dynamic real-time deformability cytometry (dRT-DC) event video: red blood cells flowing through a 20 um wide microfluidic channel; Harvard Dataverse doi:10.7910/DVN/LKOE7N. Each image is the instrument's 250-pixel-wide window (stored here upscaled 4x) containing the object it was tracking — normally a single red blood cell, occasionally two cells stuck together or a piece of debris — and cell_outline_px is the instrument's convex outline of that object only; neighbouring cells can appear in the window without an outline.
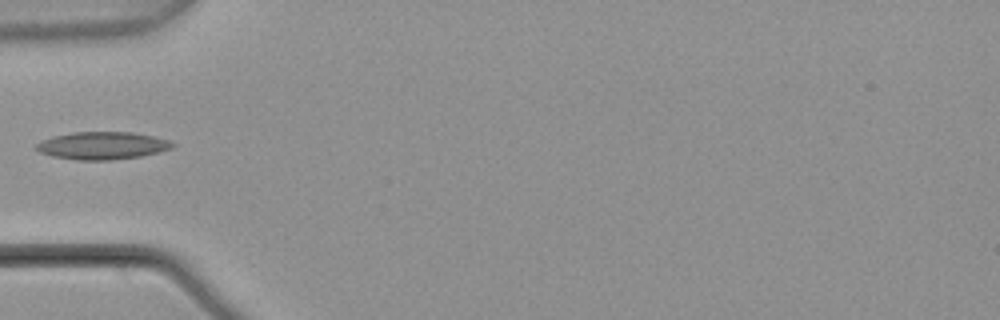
{"species": "common noctule bat (a hibernating species)", "species_latin": "Nyctalus noctula", "temperature_condition": "warm", "stored_images_in_passage": 3, "camera_frame_rate_fps": 3000, "um_per_image_px": 0.085, "animal": {"sex": "male", "body_mass_g": 21.5, "forearm_length_mm": 52.0}, "frame": {"image": 1, "passage_image": 2, "time_ms": 0.333, "image_size_px": [1000, 320], "cell_outline_px": [[176, 144], [172, 148], [140, 156], [112, 160], [76, 160], [52, 156], [40, 152], [32, 148], [36, 144], [52, 136], [72, 132], [132, 132], [152, 136], [168, 140]], "centroid_in_image_um": [8.65, 12.37], "position_along_channel_um": 76.3, "area_um2": 21.85}}
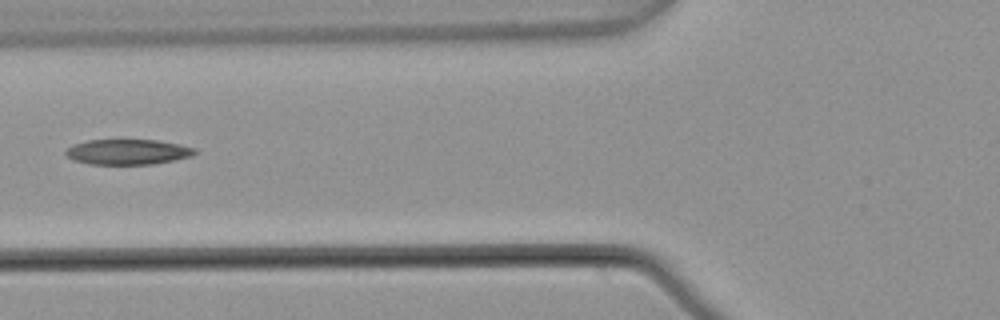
{"frame": {"image": 2, "passage_image": 3, "time_ms": 0.667, "image_size_px": [1000, 320], "cell_outline_px": [[196, 152], [192, 156], [152, 164], [88, 164], [76, 160], [68, 156], [64, 152], [72, 144], [88, 140], [156, 140], [180, 144], [196, 148]], "centroid_in_image_um": [10.86, 12.9], "position_along_channel_um": 114.9, "area_um2": 18.9}}